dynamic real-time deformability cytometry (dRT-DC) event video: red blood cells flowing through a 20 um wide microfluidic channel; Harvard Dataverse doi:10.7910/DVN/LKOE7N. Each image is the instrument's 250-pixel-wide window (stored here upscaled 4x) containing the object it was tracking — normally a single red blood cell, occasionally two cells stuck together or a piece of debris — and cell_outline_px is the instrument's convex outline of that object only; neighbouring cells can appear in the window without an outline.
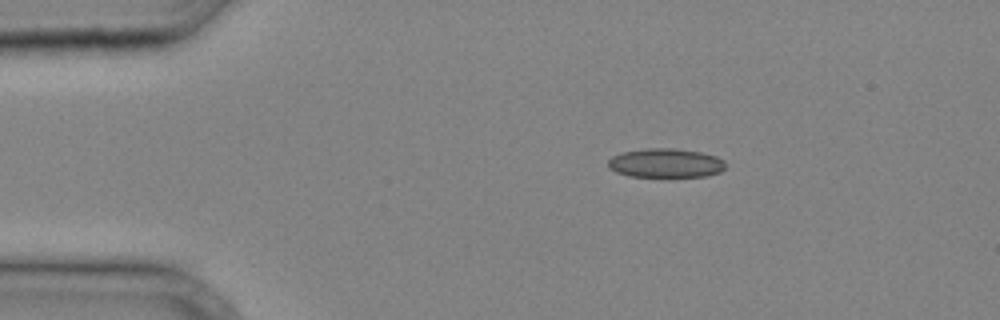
{"species": "common noctule bat (a hibernating species)", "species_latin": "Nyctalus noctula", "temperature_condition": "cold", "stored_images_in_passage": 31, "camera_frame_rate_fps": 3000, "um_per_image_px": 0.085, "animal": {"sex": "male", "body_mass_g": 20.4}, "frame": {"image": 1, "passage_image": 1, "time_ms": 0.0, "image_size_px": [1000, 320], "cell_outline_px": [[724, 168], [720, 172], [704, 176], [628, 176], [616, 172], [608, 168], [608, 160], [612, 156], [624, 152], [648, 148], [676, 148], [700, 152], [716, 156], [724, 160]], "centroid_in_image_um": [56.56, 13.85], "position_along_channel_um": 28.4, "area_um2": 19.77}}
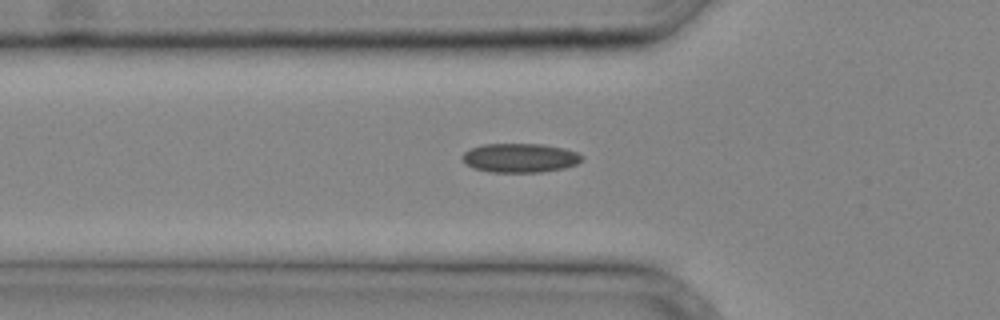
{"frame": {"image": 2, "passage_image": 7, "time_ms": 2.0, "image_size_px": [1000, 320], "cell_outline_px": [[584, 156], [576, 164], [564, 168], [540, 172], [492, 172], [472, 168], [460, 156], [464, 152], [472, 148], [484, 144], [544, 144], [564, 148], [576, 152]], "centroid_in_image_um": [44.2, 13.42], "position_along_channel_um": 81.6, "area_um2": 20.17}}
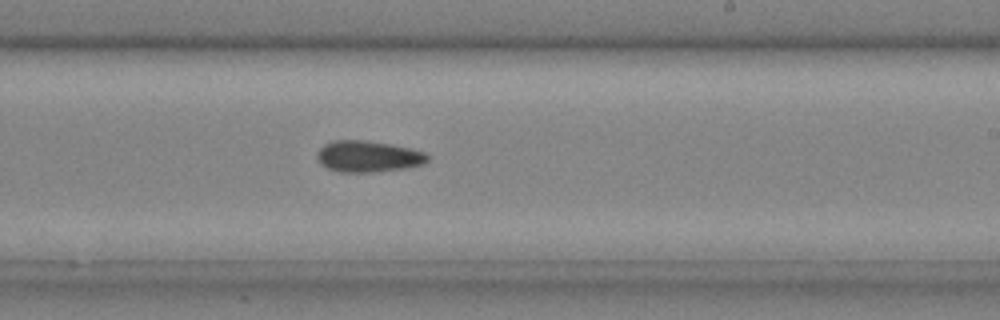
{"frame": {"image": 3, "passage_image": 17, "time_ms": 5.333, "image_size_px": [1000, 320], "cell_outline_px": [[428, 160], [420, 164], [404, 168], [372, 172], [340, 172], [328, 168], [320, 164], [316, 156], [316, 152], [324, 144], [332, 140], [364, 140], [388, 144], [408, 148], [424, 152], [428, 156]], "centroid_in_image_um": [31.21, 13.29], "position_along_channel_um": 257.8, "area_um2": 19.94}}